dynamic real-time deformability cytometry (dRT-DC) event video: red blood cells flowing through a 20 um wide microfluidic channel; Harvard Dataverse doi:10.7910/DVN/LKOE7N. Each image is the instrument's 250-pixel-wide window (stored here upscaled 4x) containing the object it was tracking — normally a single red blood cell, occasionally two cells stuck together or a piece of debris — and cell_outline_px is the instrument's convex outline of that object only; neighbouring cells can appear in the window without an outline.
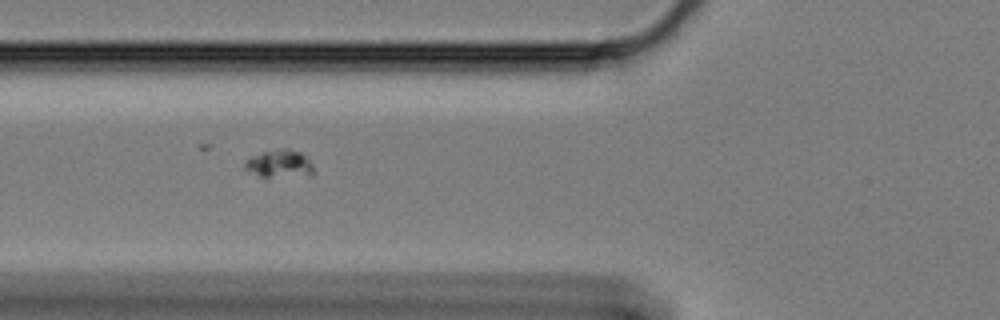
{"species": "Egyptian fruit bat (a non-hibernating species)", "species_latin": "Rousettus aegyptiacus", "temperature_condition": "cold", "stored_images_in_passage": 47, "camera_frame_rate_fps": 3000, "um_per_image_px": 0.085, "animal": {"sex": "female"}, "frame": {"image": 1, "passage_image": 12, "time_ms": 3.667, "image_size_px": [1000, 320], "cell_outline_px": [[316, 172], [312, 176], [260, 176], [244, 168], [244, 160], [248, 156], [280, 148], [288, 148], [300, 152], [312, 164]], "centroid_in_image_um": [23.77, 13.91], "position_along_channel_um": 102.0, "area_um2": 11.21}}
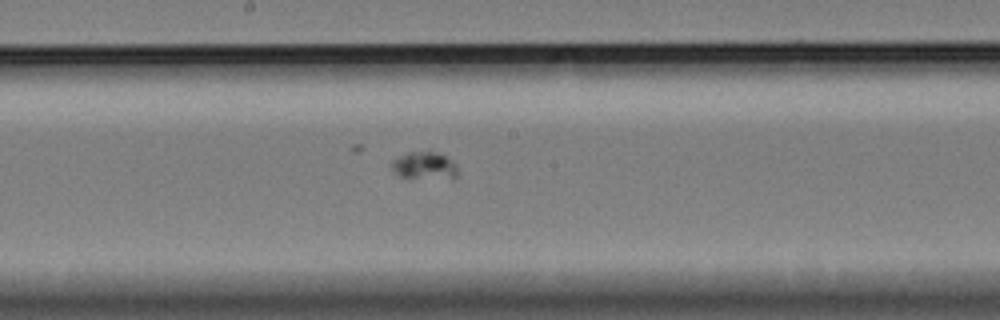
{"frame": {"image": 2, "passage_image": 22, "time_ms": 7.0, "image_size_px": [1000, 320], "cell_outline_px": [[456, 176], [400, 176], [392, 168], [392, 160], [408, 152], [428, 148], [444, 156], [456, 164]], "centroid_in_image_um": [36.03, 13.97], "position_along_channel_um": 212.2, "area_um2": 10.0}}
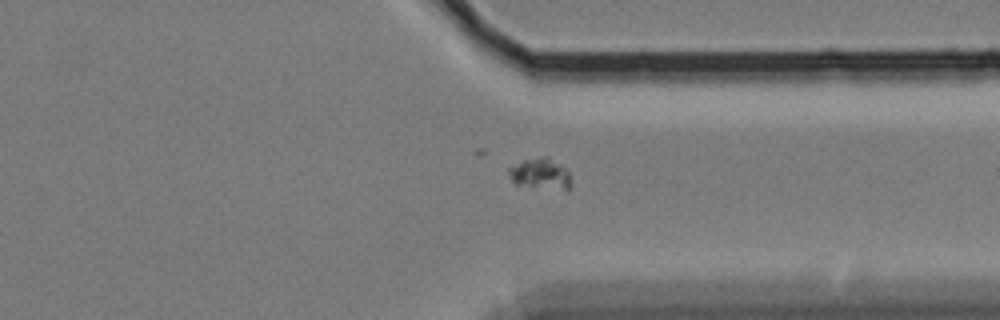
{"frame": {"image": 3, "passage_image": 36, "time_ms": 11.667, "image_size_px": [1000, 320], "cell_outline_px": [[568, 188], [564, 188], [516, 184], [512, 180], [508, 172], [508, 168], [524, 160], [540, 156], [548, 156], [564, 168], [568, 172]], "centroid_in_image_um": [45.86, 14.7], "position_along_channel_um": 365.5, "area_um2": 10.4}}